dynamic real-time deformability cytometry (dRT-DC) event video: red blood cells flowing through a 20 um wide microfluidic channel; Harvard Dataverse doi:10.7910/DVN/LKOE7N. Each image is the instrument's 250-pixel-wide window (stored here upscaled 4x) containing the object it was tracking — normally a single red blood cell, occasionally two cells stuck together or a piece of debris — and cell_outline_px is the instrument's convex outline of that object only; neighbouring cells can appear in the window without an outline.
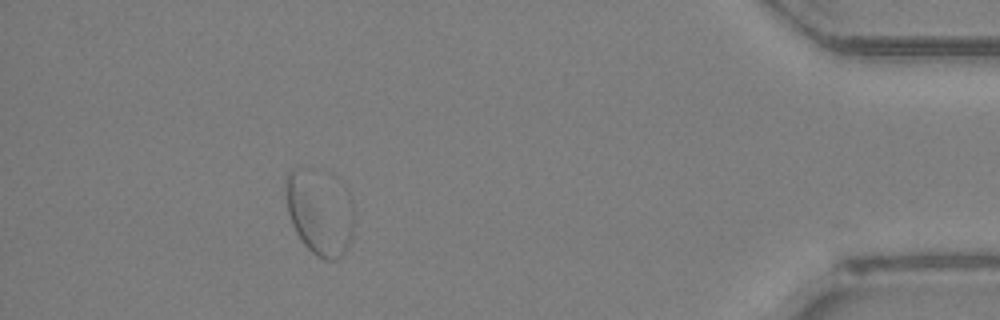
{"species": "Egyptian fruit bat (a non-hibernating species)", "species_latin": "Rousettus aegyptiacus", "temperature_condition": "room temperature", "stored_images_in_passage": 49, "segment_of_instrument_passage": [2, 2], "camera_frame_rate_fps": 3000, "um_per_image_px": 0.085, "animal": {"sex": "female"}, "frame": {"image": 1, "passage_image": 44, "time_ms": 14.333, "image_size_px": [1000, 320], "cell_outline_px": [[352, 240], [344, 252], [336, 260], [324, 260], [316, 256], [300, 240], [292, 224], [288, 212], [284, 180], [288, 172], [292, 168], [308, 168], [344, 184], [352, 200]], "centroid_in_image_um": [27.16, 18.03], "position_along_channel_um": 408.0, "area_um2": 34.22}}